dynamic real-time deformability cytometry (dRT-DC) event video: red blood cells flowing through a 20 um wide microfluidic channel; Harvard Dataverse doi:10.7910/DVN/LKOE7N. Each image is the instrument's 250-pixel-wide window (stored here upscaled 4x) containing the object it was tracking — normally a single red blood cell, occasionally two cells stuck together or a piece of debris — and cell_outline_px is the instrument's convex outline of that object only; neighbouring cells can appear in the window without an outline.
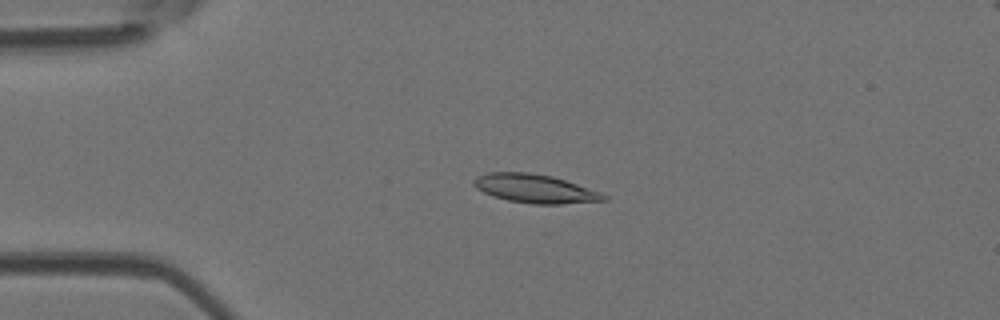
{"species": "Egyptian fruit bat (a non-hibernating species)", "species_latin": "Rousettus aegyptiacus", "temperature_condition": "room temperature", "stored_images_in_passage": 49, "camera_frame_rate_fps": 3000, "um_per_image_px": 0.085, "animal": {"sex": "female"}, "frame": {"image": 1, "passage_image": 11, "time_ms": 3.333, "image_size_px": [1000, 320], "cell_outline_px": [[608, 200], [560, 204], [532, 204], [508, 200], [492, 196], [476, 188], [472, 184], [472, 180], [476, 176], [488, 172], [528, 172], [552, 176], [600, 192], [608, 196]], "centroid_in_image_um": [45.43, 16.03], "position_along_channel_um": 39.6, "area_um2": 21.68}}
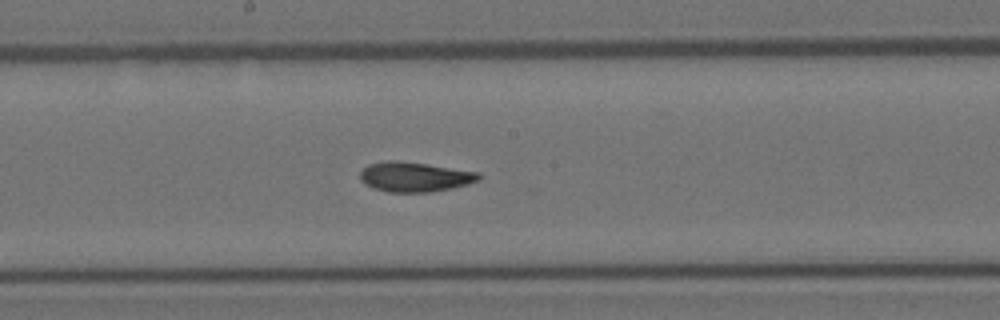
{"frame": {"image": 2, "passage_image": 26, "time_ms": 8.333, "image_size_px": [1000, 320], "cell_outline_px": [[480, 180], [468, 184], [452, 188], [432, 192], [388, 192], [372, 188], [364, 184], [360, 180], [360, 172], [368, 164], [388, 160], [396, 160], [428, 164], [480, 172]], "centroid_in_image_um": [35.24, 15.03], "position_along_channel_um": 213.0, "area_um2": 20.81}}
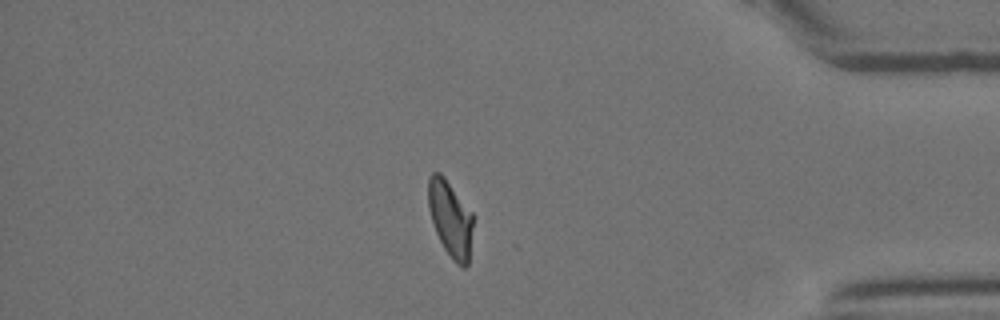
{"frame": {"image": 3, "passage_image": 42, "time_ms": 13.667, "image_size_px": [1000, 320], "cell_outline_px": [[472, 228], [468, 264], [464, 268], [456, 264], [452, 260], [444, 248], [436, 232], [428, 208], [428, 180], [432, 172], [440, 172], [444, 176], [472, 212]], "centroid_in_image_um": [38.27, 18.58], "position_along_channel_um": 396.9, "area_um2": 19.71}, "authors_computed_cell_mechanics": {"area_um2": 20.519, "velocity_mm_per_s": 4.0539, "shape_relaxation_time_tau1_ms": 7.2531, "shape_relaxation_time_tau2_ms": 2.9593, "deformation_change_tau1": 0.2231, "deformation_change_tau2": 0.0901}}